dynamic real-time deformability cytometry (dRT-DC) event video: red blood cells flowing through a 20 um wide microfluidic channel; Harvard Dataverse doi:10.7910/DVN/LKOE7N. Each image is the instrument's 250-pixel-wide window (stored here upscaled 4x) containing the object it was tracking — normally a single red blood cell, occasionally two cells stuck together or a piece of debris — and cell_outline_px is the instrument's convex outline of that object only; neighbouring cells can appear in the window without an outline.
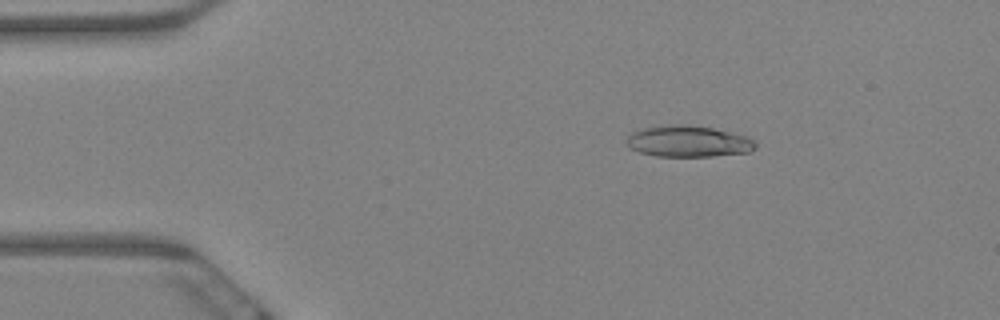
{"species": "Egyptian fruit bat (a non-hibernating species)", "species_latin": "Rousettus aegyptiacus", "temperature_condition": "warm", "stored_images_in_passage": 64, "camera_frame_rate_fps": 3000, "um_per_image_px": 0.085, "animal": {"sex": "female"}, "frame": {"image": 1, "passage_image": 11, "time_ms": 3.333, "image_size_px": [1000, 320], "cell_outline_px": [[756, 148], [748, 152], [712, 156], [656, 156], [640, 152], [628, 148], [624, 140], [632, 132], [644, 128], [676, 124], [688, 124], [712, 128], [748, 136], [756, 144]], "centroid_in_image_um": [58.47, 12.01], "position_along_channel_um": 26.5, "area_um2": 23.52}}
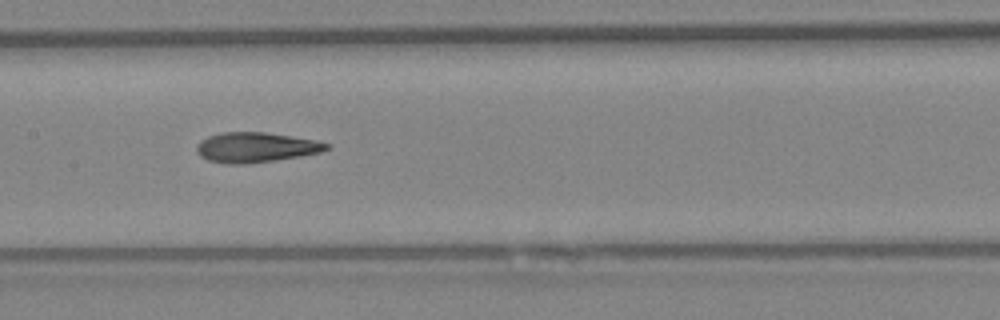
{"frame": {"image": 2, "passage_image": 32, "time_ms": 10.333, "image_size_px": [1000, 320], "cell_outline_px": [[332, 148], [320, 152], [300, 156], [244, 164], [228, 164], [208, 160], [200, 156], [196, 152], [196, 144], [200, 140], [208, 136], [220, 132], [264, 132], [316, 140], [332, 144]], "centroid_in_image_um": [21.73, 12.52], "position_along_channel_um": 185.7, "area_um2": 22.77}}
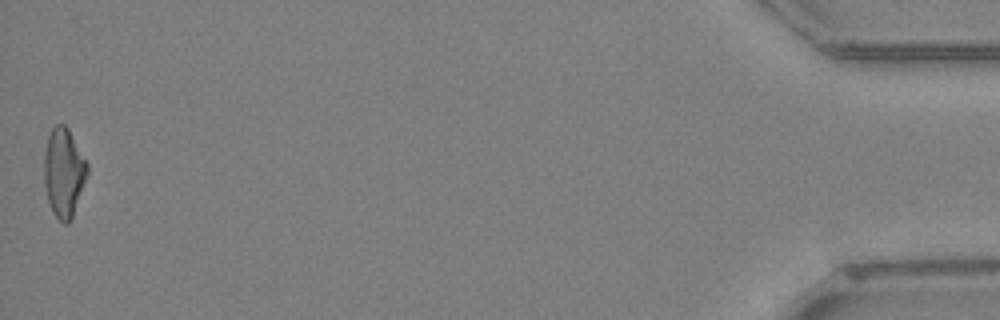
{"frame": {"image": 3, "passage_image": 64, "time_ms": 21.0, "image_size_px": [1000, 320], "cell_outline_px": [[88, 172], [72, 216], [68, 224], [64, 224], [52, 212], [48, 200], [44, 184], [44, 152], [48, 136], [52, 128], [56, 124], [64, 124], [68, 128], [88, 164]], "centroid_in_image_um": [5.4, 14.64], "position_along_channel_um": 429.8, "area_um2": 22.14}, "authors_computed_cell_mechanics": {"area_um2": 22.6576, "velocity_mm_per_s": 3.2036, "shape_relaxation_time_tau1_ms": null, "shape_relaxation_time_tau2_ms": 3.8287, "deformation_change_tau1": null, "deformation_change_tau2": 0.1422}}